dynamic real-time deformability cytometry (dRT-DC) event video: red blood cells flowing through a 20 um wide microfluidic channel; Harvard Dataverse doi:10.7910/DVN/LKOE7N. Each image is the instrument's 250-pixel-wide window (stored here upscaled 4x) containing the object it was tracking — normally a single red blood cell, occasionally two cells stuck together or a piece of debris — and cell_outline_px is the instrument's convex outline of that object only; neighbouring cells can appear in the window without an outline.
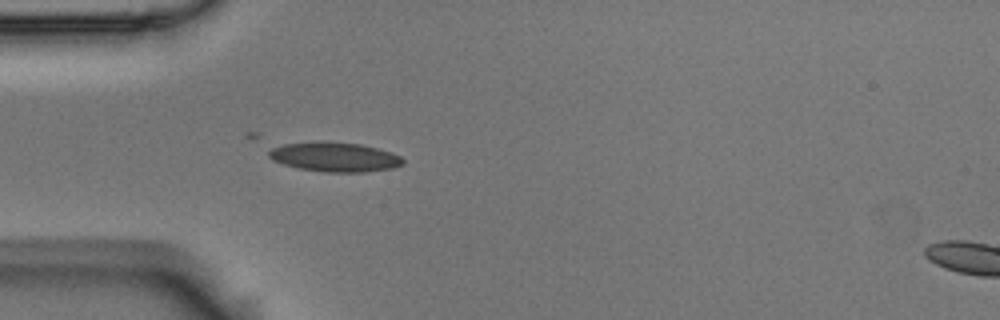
{"species": "Egyptian fruit bat (a non-hibernating species)", "species_latin": "Rousettus aegyptiacus", "temperature_condition": "room temperature", "stored_images_in_passage": 7, "segment_of_instrument_passage": [1, 2], "camera_frame_rate_fps": 3000, "um_per_image_px": 0.085, "animal": {"sex": "male"}, "frame": {"image": 1, "passage_image": 6, "time_ms": 1.667, "image_size_px": [1000, 320], "cell_outline_px": [[404, 164], [392, 168], [364, 172], [324, 172], [300, 168], [284, 164], [272, 160], [268, 156], [268, 152], [272, 148], [284, 144], [360, 144], [392, 152], [400, 156], [404, 160]], "centroid_in_image_um": [28.5, 13.39], "position_along_channel_um": 56.5, "area_um2": 22.02}}